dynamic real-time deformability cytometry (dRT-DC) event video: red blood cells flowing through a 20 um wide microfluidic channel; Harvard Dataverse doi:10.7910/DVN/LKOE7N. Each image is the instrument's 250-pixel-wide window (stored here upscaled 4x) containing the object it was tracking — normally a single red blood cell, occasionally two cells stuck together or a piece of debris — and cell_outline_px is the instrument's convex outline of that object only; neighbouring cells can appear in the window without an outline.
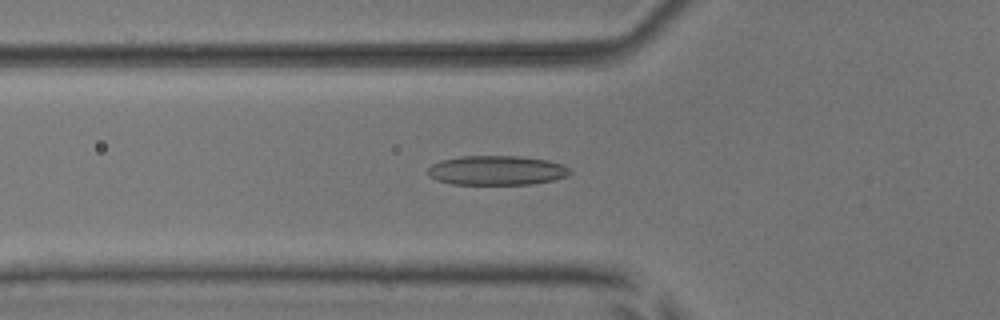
{"species": "common noctule bat (a hibernating species)", "species_latin": "Nyctalus noctula", "temperature_condition": "room temperature", "stored_images_in_passage": 53, "camera_frame_rate_fps": 3000, "um_per_image_px": 0.085, "animal": {"sex": "male", "body_mass_g": 17.9, "forearm_length_mm": 54.2}, "frame": {"image": 1, "passage_image": 19, "time_ms": 6.0, "image_size_px": [1000, 320], "cell_outline_px": [[572, 172], [568, 176], [552, 180], [532, 184], [452, 184], [436, 180], [428, 176], [428, 168], [432, 164], [440, 160], [460, 156], [520, 156], [548, 160], [564, 164]], "centroid_in_image_um": [42.21, 14.48], "position_along_channel_um": 83.6, "area_um2": 24.57}}
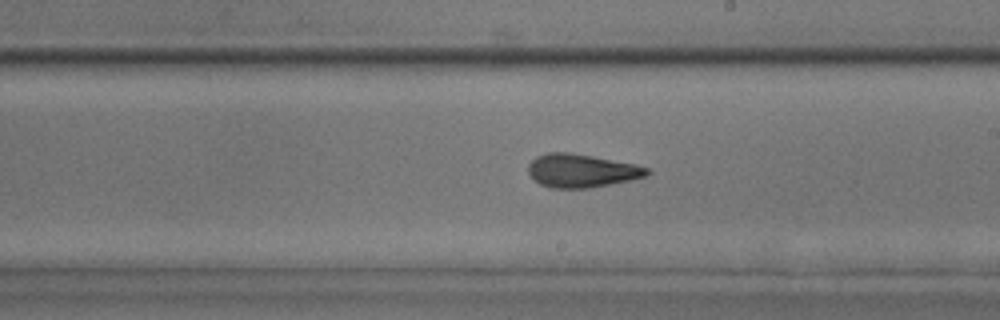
{"frame": {"image": 2, "passage_image": 31, "time_ms": 10.0, "image_size_px": [1000, 320], "cell_outline_px": [[652, 172], [644, 176], [632, 180], [588, 188], [552, 188], [540, 184], [528, 172], [528, 164], [536, 156], [548, 152], [568, 152], [592, 156], [636, 164], [648, 168]], "centroid_in_image_um": [49.44, 14.5], "position_along_channel_um": 239.6, "area_um2": 23.0}}
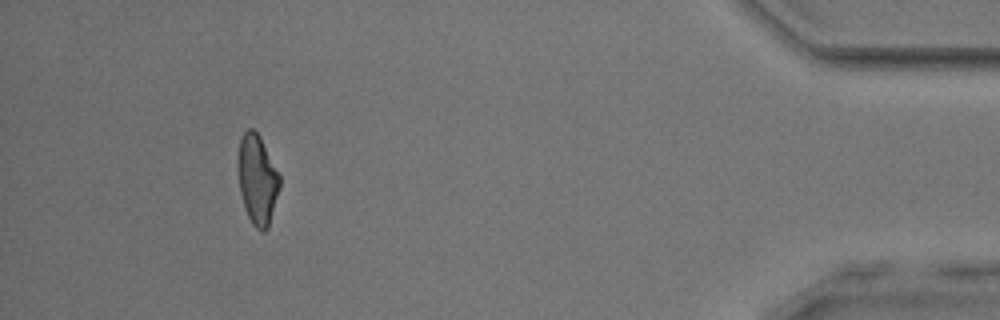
{"frame": {"image": 3, "passage_image": 49, "time_ms": 16.0, "image_size_px": [1000, 320], "cell_outline_px": [[280, 188], [268, 228], [264, 232], [260, 232], [252, 224], [244, 208], [240, 192], [236, 164], [236, 160], [240, 140], [244, 132], [248, 128], [252, 128], [260, 136], [280, 176]], "centroid_in_image_um": [21.85, 15.27], "position_along_channel_um": 413.4, "area_um2": 22.08}, "authors_computed_cell_mechanics": {"area_um2": 23.0622, "velocity_mm_per_s": 3.9006, "shape_relaxation_time_tau1_ms": 5.5567, "shape_relaxation_time_tau2_ms": 2.3628, "deformation_change_tau1": 0.1643, "deformation_change_tau2": 0.108}}